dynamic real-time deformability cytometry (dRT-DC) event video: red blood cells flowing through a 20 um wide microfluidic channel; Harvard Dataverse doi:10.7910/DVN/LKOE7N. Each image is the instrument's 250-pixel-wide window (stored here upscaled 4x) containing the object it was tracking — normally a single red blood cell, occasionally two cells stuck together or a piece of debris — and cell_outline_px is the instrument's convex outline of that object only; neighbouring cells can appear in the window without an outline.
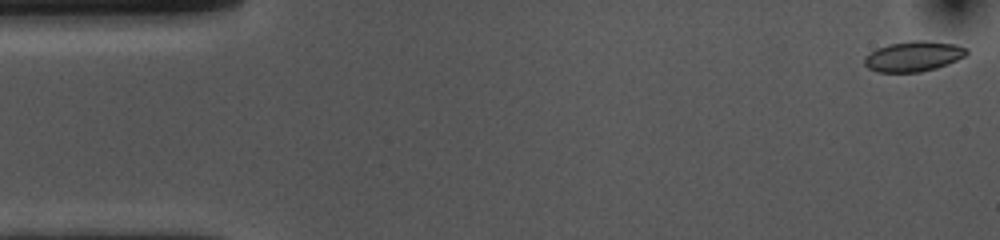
{"species": "common noctule bat (a hibernating species)", "species_latin": "Nyctalus noctula", "temperature_condition": "cold", "stored_images_in_passage": 53, "camera_frame_rate_fps": 3000, "um_per_image_px": 0.085, "animal": {"sex": "female", "body_mass_g": 10.0, "forearm_length_mm": 53.1}, "frame": {"image": 1, "passage_image": 1, "time_ms": 0.0, "image_size_px": [1000, 240], "cell_outline_px": [[968, 52], [964, 56], [948, 64], [936, 68], [920, 72], [880, 72], [868, 68], [864, 64], [864, 56], [876, 48], [888, 44], [912, 40], [924, 40], [956, 44], [968, 48]], "centroid_in_image_um": [77.64, 4.78], "position_along_channel_um": 7.4, "area_um2": 18.15}}
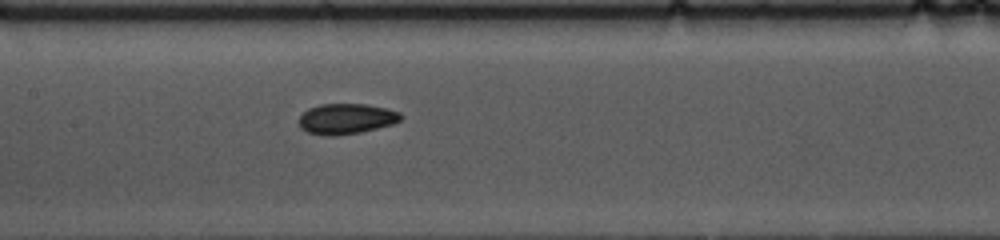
{"frame": {"image": 2, "passage_image": 24, "time_ms": 7.667, "image_size_px": [1000, 240], "cell_outline_px": [[404, 116], [400, 120], [392, 124], [360, 132], [336, 136], [332, 136], [308, 132], [300, 128], [300, 116], [308, 108], [320, 104], [368, 104], [388, 108], [400, 112]], "centroid_in_image_um": [29.46, 10.08], "position_along_channel_um": 177.9, "area_um2": 18.09}}
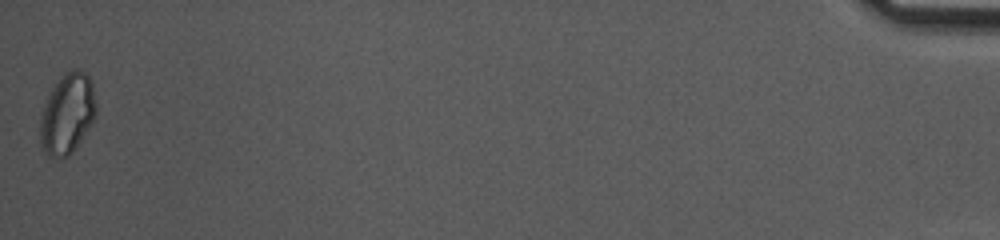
{"frame": {"image": 3, "passage_image": 53, "time_ms": 17.333, "image_size_px": [1000, 240], "cell_outline_px": [[96, 112], [92, 124], [76, 148], [68, 156], [52, 160], [48, 156], [40, 140], [40, 120], [48, 96], [52, 88], [60, 76], [64, 72], [76, 68], [84, 72], [88, 76], [92, 84], [96, 104]], "centroid_in_image_um": [5.73, 9.68], "position_along_channel_um": 429.5, "area_um2": 26.24}, "authors_computed_cell_mechanics": {"area_um2": 18.0914, "velocity_mm_per_s": 3.6672, "shape_relaxation_time_tau1_ms": 4.461, "shape_relaxation_time_tau2_ms": 2.3929, "deformation_change_tau1": 0.0909, "deformation_change_tau2": 0.0538}}